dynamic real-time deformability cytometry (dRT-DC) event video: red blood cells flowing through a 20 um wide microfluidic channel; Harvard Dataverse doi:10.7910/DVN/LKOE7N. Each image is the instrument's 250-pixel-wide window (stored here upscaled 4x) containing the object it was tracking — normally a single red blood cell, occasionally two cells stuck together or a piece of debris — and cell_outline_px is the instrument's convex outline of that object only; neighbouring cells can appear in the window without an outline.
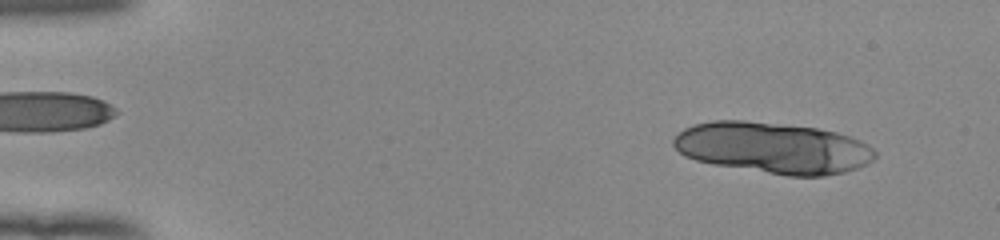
{"species": "human", "species_latin": "Homo sapiens", "temperature_condition": "room temperature", "stored_images_in_passage": 15, "camera_frame_rate_fps": 3000, "um_per_image_px": 0.085, "donor": {"sex": "female"}, "frame": {"image": 1, "passage_image": 4, "time_ms": 1.0, "image_size_px": [1000, 240], "cell_outline_px": [[876, 156], [872, 160], [856, 168], [844, 172], [824, 176], [788, 176], [712, 164], [696, 160], [684, 156], [672, 144], [672, 140], [684, 128], [696, 124], [712, 120], [744, 120], [816, 128], [836, 132], [860, 140], [868, 144], [876, 152]], "centroid_in_image_um": [65.69, 12.57], "position_along_channel_um": 19.3, "area_um2": 59.94}}